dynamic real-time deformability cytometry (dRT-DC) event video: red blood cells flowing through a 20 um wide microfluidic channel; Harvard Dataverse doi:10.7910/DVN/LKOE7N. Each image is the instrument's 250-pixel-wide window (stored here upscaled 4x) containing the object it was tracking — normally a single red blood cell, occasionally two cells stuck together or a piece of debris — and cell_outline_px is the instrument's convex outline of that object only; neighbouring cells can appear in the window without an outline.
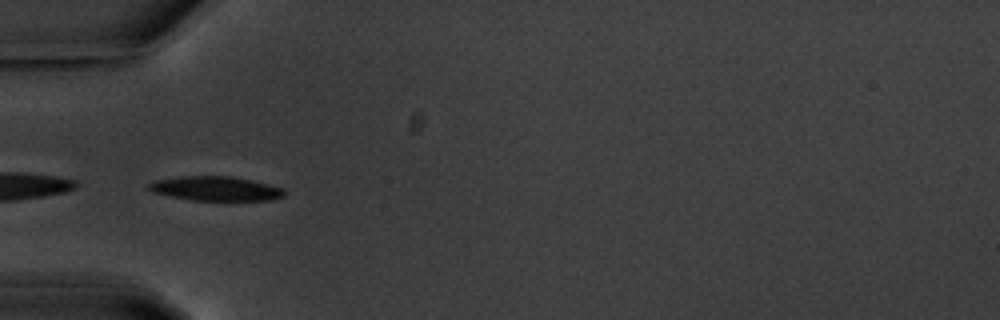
{"species": "common noctule bat (a hibernating species)", "species_latin": "Nyctalus noctula", "temperature_condition": "warm", "stored_images_in_passage": 39, "camera_frame_rate_fps": 3000, "um_per_image_px": 0.085, "animal": {"sex": "male", "body_mass_g": 20.1, "forearm_length_mm": 53.5}, "frame": {"image": 1, "passage_image": 1, "time_ms": 0.0, "image_size_px": [1000, 320], "cell_outline_px": [[284, 196], [272, 200], [192, 200], [152, 192], [148, 188], [148, 184], [156, 180], [184, 176], [232, 176], [252, 180], [284, 188]], "centroid_in_image_um": [18.36, 16.02], "position_along_channel_um": 66.6, "area_um2": 19.07}}
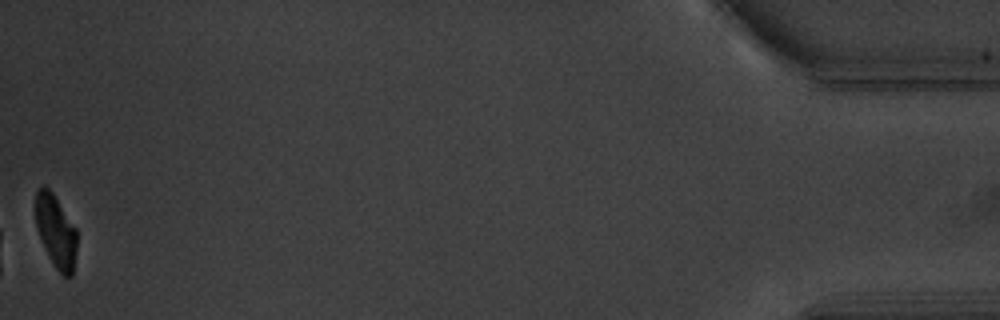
{"frame": {"image": 2, "passage_image": 39, "time_ms": 12.667, "image_size_px": [1000, 320], "cell_outline_px": [[76, 252], [72, 276], [64, 276], [56, 268], [48, 256], [44, 248], [36, 228], [36, 192], [44, 184], [52, 192], [76, 228]], "centroid_in_image_um": [4.74, 19.66], "position_along_channel_um": 430.5, "area_um2": 17.34}, "authors_computed_cell_mechanics": {"area_um2": 19.7676, "velocity_mm_per_s": 3.5873, "shape_relaxation_time_tau1_ms": 3.0354, "shape_relaxation_time_tau2_ms": 6.692, "deformation_change_tau1": 0.1644, "deformation_change_tau2": 0.0603}}